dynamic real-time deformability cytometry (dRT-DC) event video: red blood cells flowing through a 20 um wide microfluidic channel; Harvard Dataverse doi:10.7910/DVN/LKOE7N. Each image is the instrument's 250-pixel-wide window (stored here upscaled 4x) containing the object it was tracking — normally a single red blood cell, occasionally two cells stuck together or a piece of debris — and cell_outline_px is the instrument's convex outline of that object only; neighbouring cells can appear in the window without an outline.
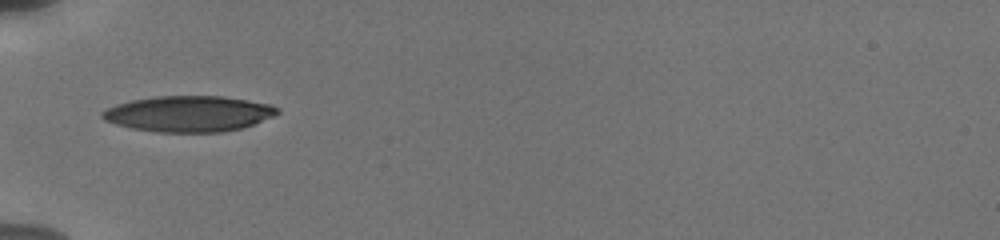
{"species": "human", "species_latin": "Homo sapiens", "temperature_condition": "cold", "stored_images_in_passage": 36, "camera_frame_rate_fps": 3000, "um_per_image_px": 0.085, "donor": {"sex": "male"}, "frame": {"image": 1, "passage_image": 1, "time_ms": 0.0, "image_size_px": [1000, 240], "cell_outline_px": [[280, 112], [272, 116], [252, 124], [240, 128], [220, 132], [156, 132], [132, 128], [116, 124], [104, 120], [100, 116], [100, 112], [116, 104], [132, 100], [156, 96], [224, 96], [272, 104], [280, 108]], "centroid_in_image_um": [16.03, 9.66], "position_along_channel_um": 69.0, "area_um2": 36.53}}
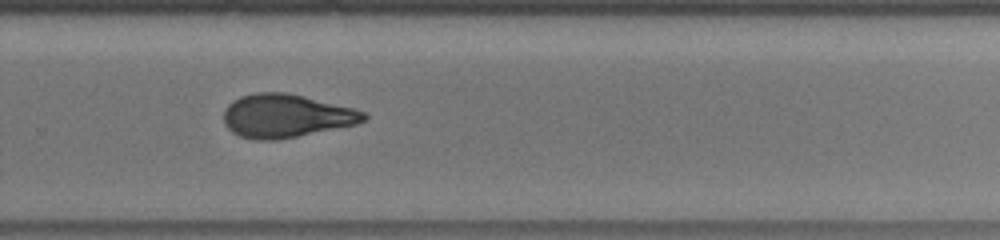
{"frame": {"image": 2, "passage_image": 19, "time_ms": 6.333, "image_size_px": [1000, 240], "cell_outline_px": [[368, 120], [356, 124], [276, 140], [256, 140], [240, 136], [232, 132], [224, 124], [224, 108], [232, 100], [240, 96], [256, 92], [288, 92], [356, 108], [364, 112], [368, 116]], "centroid_in_image_um": [24.31, 9.83], "position_along_channel_um": 305.5, "area_um2": 35.6}}
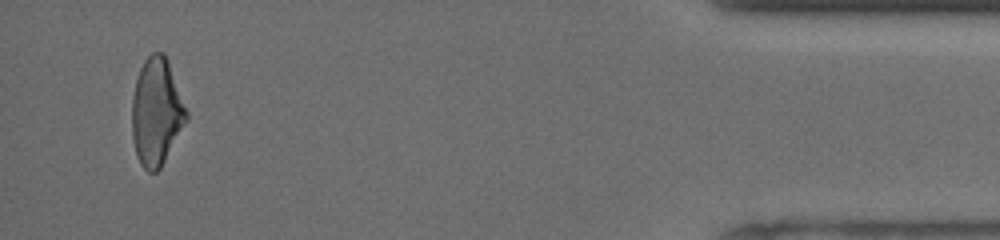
{"frame": {"image": 3, "passage_image": 34, "time_ms": 11.0, "image_size_px": [1000, 240], "cell_outline_px": [[188, 120], [160, 168], [156, 172], [148, 172], [140, 164], [136, 156], [132, 140], [132, 96], [136, 80], [140, 68], [144, 60], [152, 52], [164, 52], [168, 60], [188, 112]], "centroid_in_image_um": [13.29, 9.52], "position_along_channel_um": 421.9, "area_um2": 34.28}, "authors_computed_cell_mechanics": {"area_um2": 35.6048, "velocity_mm_per_s": 3.8038, "shape_relaxation_time_tau1_ms": 5.5726, "shape_relaxation_time_tau2_ms": 2.1502, "deformation_change_tau1": 0.1835, "deformation_change_tau2": 0.0875}}